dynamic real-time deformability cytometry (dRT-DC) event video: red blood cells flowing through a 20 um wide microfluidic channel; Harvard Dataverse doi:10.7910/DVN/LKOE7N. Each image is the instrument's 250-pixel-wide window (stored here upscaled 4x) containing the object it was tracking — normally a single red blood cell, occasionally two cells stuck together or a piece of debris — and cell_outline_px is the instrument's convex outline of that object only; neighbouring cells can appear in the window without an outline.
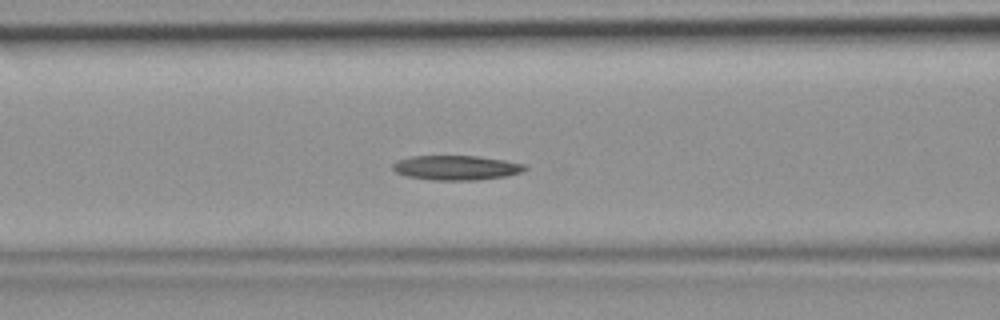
{"species": "common noctule bat (a hibernating species)", "species_latin": "Nyctalus noctula", "temperature_condition": "room temperature", "stored_images_in_passage": 47, "camera_frame_rate_fps": 3000, "um_per_image_px": 0.085, "animal": {"sex": "female", "body_mass_g": 19.9}, "frame": {"image": 1, "passage_image": 20, "time_ms": 6.333, "image_size_px": [1000, 320], "cell_outline_px": [[528, 168], [520, 172], [508, 176], [476, 180], [432, 180], [408, 176], [396, 172], [392, 168], [392, 164], [400, 160], [412, 156], [476, 156], [504, 160], [524, 164]], "centroid_in_image_um": [38.8, 14.26], "position_along_channel_um": 127.8, "area_um2": 18.79}}
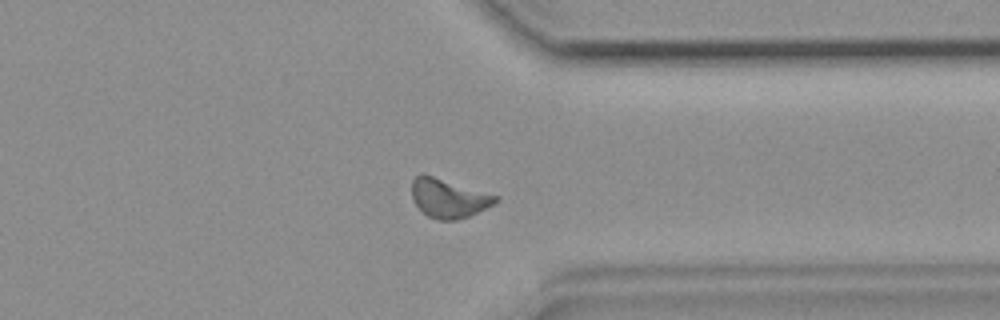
{"frame": {"image": 2, "passage_image": 37, "time_ms": 12.0, "image_size_px": [1000, 320], "cell_outline_px": [[500, 200], [468, 216], [456, 220], [440, 220], [428, 216], [412, 200], [412, 180], [416, 176], [424, 172], [500, 196]], "centroid_in_image_um": [38.12, 16.8], "position_along_channel_um": 373.3, "area_um2": 19.13}}
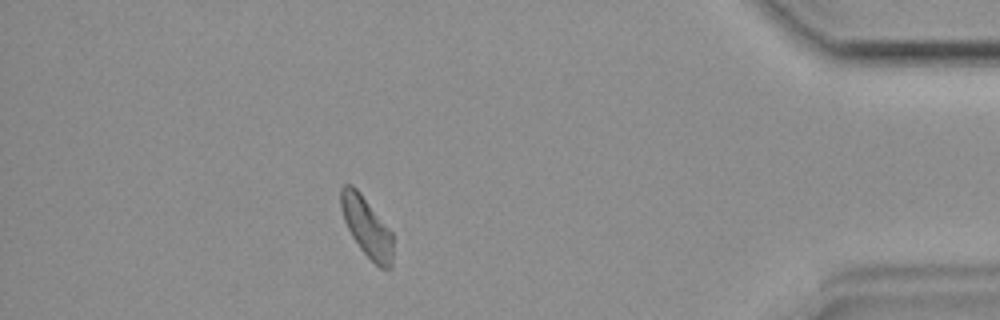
{"frame": {"image": 3, "passage_image": 42, "time_ms": 13.667, "image_size_px": [1000, 320], "cell_outline_px": [[392, 268], [380, 268], [360, 248], [352, 236], [344, 220], [340, 208], [340, 188], [344, 184], [352, 184], [356, 188], [392, 232]], "centroid_in_image_um": [31.15, 19.27], "position_along_channel_um": 404.1, "area_um2": 17.86}}